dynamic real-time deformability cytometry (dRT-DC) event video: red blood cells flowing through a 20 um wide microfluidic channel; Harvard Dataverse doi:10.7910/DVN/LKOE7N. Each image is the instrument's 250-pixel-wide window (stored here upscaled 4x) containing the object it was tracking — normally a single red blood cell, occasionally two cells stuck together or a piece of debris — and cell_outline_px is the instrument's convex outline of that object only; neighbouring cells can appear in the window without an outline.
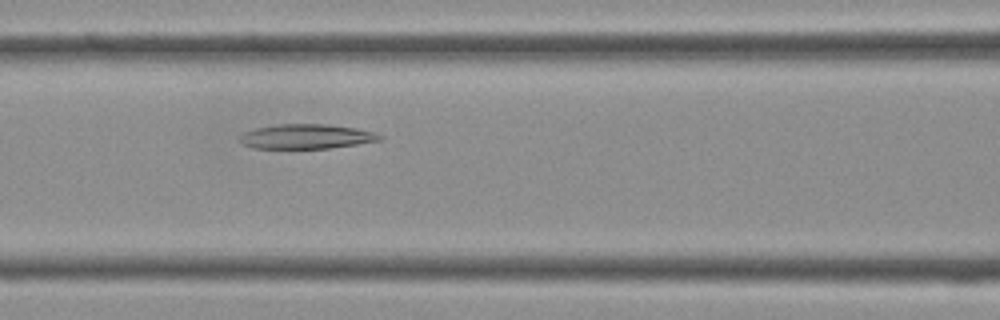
{"species": "Egyptian fruit bat (a non-hibernating species)", "species_latin": "Rousettus aegyptiacus", "temperature_condition": "cold", "stored_images_in_passage": 39, "camera_frame_rate_fps": 3000, "um_per_image_px": 0.085, "frame": {"image": 1, "passage_image": 16, "time_ms": 5.0, "image_size_px": [1000, 320], "cell_outline_px": [[384, 140], [328, 148], [252, 148], [244, 144], [236, 136], [244, 132], [256, 128], [276, 124], [324, 124], [356, 128], [372, 132], [384, 136]], "centroid_in_image_um": [26.02, 11.6], "position_along_channel_um": 140.6, "area_um2": 20.06}}
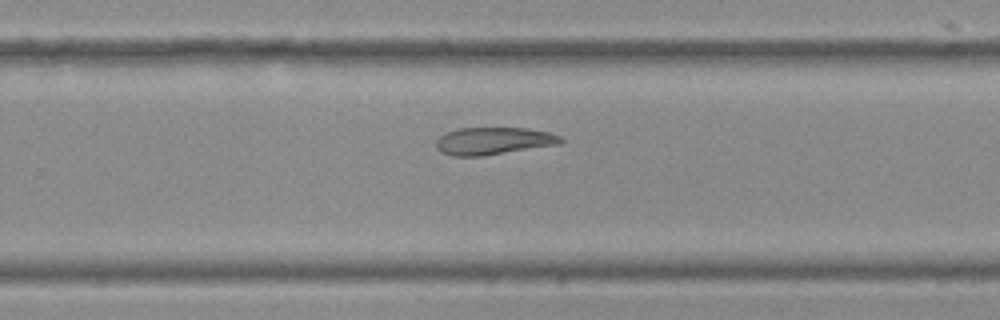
{"frame": {"image": 2, "passage_image": 25, "time_ms": 8.0, "image_size_px": [1000, 320], "cell_outline_px": [[564, 140], [560, 144], [484, 156], [452, 156], [440, 152], [436, 148], [436, 140], [440, 136], [448, 132], [460, 128], [528, 128], [548, 132], [560, 136]], "centroid_in_image_um": [41.94, 11.99], "position_along_channel_um": 287.9, "area_um2": 19.94}}
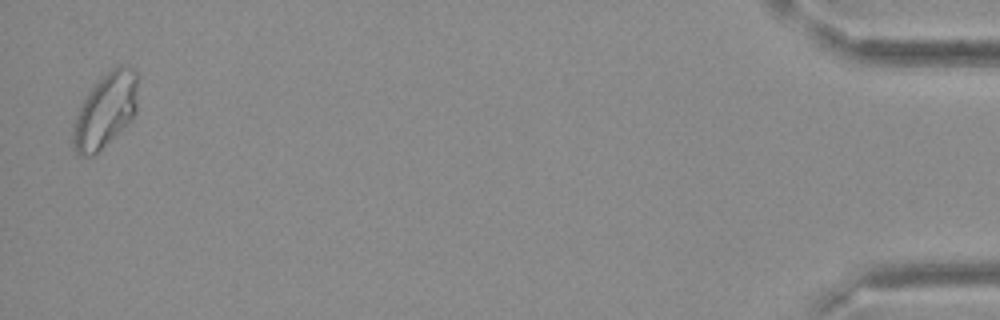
{"frame": {"image": 3, "passage_image": 39, "time_ms": 12.667, "image_size_px": [1000, 320], "cell_outline_px": [[136, 112], [92, 156], [80, 156], [72, 148], [72, 128], [76, 116], [88, 92], [104, 72], [120, 64], [124, 64], [132, 68], [136, 72]], "centroid_in_image_um": [8.91, 9.33], "position_along_channel_um": 426.3, "area_um2": 27.34}}